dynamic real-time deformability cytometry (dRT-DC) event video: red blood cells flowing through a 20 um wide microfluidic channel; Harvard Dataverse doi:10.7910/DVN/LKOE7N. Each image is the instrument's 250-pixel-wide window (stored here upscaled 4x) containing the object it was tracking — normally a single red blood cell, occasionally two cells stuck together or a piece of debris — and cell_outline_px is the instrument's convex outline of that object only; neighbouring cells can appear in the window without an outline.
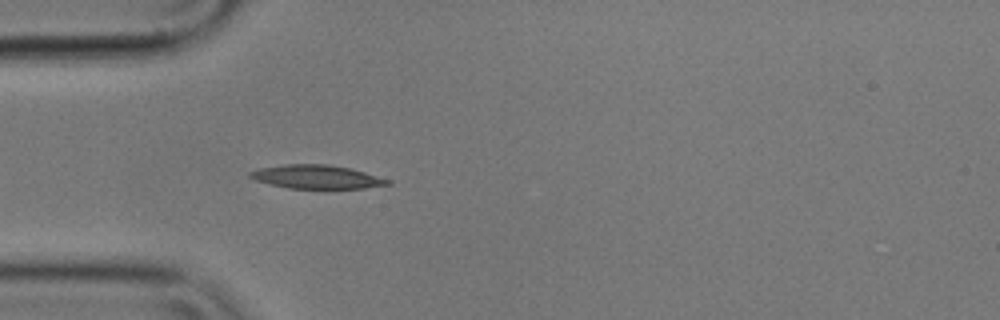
{"species": "common noctule bat (a hibernating species)", "species_latin": "Nyctalus noctula", "temperature_condition": "cold", "stored_images_in_passage": 4, "camera_frame_rate_fps": 3000, "um_per_image_px": 0.085, "animal": {"sex": "male", "body_mass_g": 17.9}, "frame": {"image": 1, "passage_image": 4, "time_ms": 1.0, "image_size_px": [1000, 320], "cell_outline_px": [[392, 184], [364, 188], [288, 188], [268, 184], [256, 180], [248, 176], [248, 172], [260, 168], [284, 164], [328, 164], [348, 168], [364, 172], [392, 180]], "centroid_in_image_um": [26.9, 15.03], "position_along_channel_um": 58.1, "area_um2": 18.9}}